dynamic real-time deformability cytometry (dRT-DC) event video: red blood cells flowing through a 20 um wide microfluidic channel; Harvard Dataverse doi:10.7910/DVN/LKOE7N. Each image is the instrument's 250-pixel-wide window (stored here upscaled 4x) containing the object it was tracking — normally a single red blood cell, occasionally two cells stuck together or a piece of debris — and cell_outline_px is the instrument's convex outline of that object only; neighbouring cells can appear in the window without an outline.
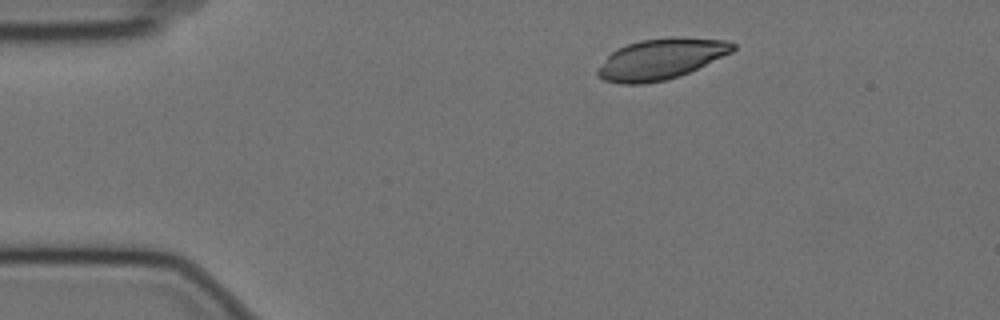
{"species": "Egyptian fruit bat (a non-hibernating species)", "species_latin": "Rousettus aegyptiacus", "temperature_condition": "cold", "stored_images_in_passage": 8, "camera_frame_rate_fps": 3000, "um_per_image_px": 0.085, "animal": {"sex": "female"}, "frame": {"image": 1, "passage_image": 1, "time_ms": 0.0, "image_size_px": [1000, 320], "cell_outline_px": [[736, 48], [732, 52], [680, 76], [664, 80], [644, 84], [620, 84], [604, 80], [596, 72], [596, 68], [612, 52], [628, 44], [640, 40], [672, 36], [728, 40], [736, 44]], "centroid_in_image_um": [56.19, 5.01], "position_along_channel_um": 28.8, "area_um2": 32.08}}